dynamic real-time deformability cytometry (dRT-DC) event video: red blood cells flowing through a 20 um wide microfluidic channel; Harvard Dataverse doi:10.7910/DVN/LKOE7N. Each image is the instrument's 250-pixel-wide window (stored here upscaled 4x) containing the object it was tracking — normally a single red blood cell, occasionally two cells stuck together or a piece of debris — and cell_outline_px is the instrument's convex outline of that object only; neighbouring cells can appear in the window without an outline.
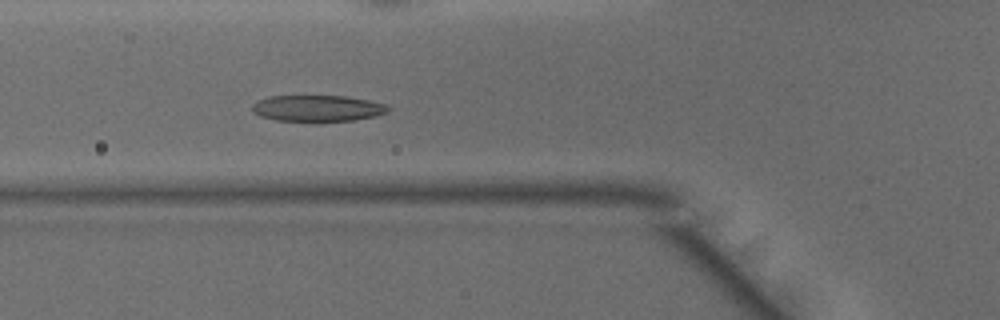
{"species": "common noctule bat (a hibernating species)", "species_latin": "Nyctalus noctula", "temperature_condition": "warm", "stored_images_in_passage": 49, "camera_frame_rate_fps": 3000, "um_per_image_px": 0.085, "animal": {"sex": "male", "body_mass_g": 15.6}, "frame": {"image": 1, "passage_image": 18, "time_ms": 5.667, "image_size_px": [1000, 320], "cell_outline_px": [[392, 108], [388, 112], [376, 116], [356, 120], [276, 120], [260, 116], [252, 108], [252, 104], [256, 100], [268, 96], [344, 96], [368, 100], [384, 104]], "centroid_in_image_um": [27.01, 9.19], "position_along_channel_um": 98.8, "area_um2": 20.52}}
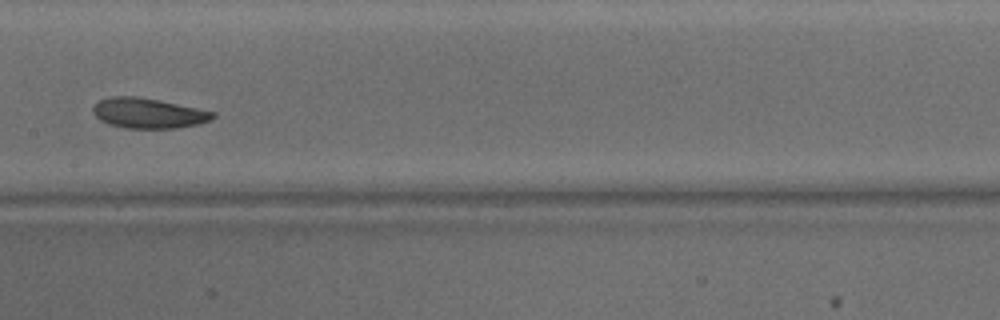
{"frame": {"image": 2, "passage_image": 25, "time_ms": 8.0, "image_size_px": [1000, 320], "cell_outline_px": [[216, 116], [212, 120], [196, 124], [176, 128], [124, 128], [108, 124], [100, 120], [92, 112], [92, 108], [100, 100], [112, 96], [136, 96], [160, 100], [216, 112]], "centroid_in_image_um": [12.61, 9.62], "position_along_channel_um": 194.8, "area_um2": 21.1}}
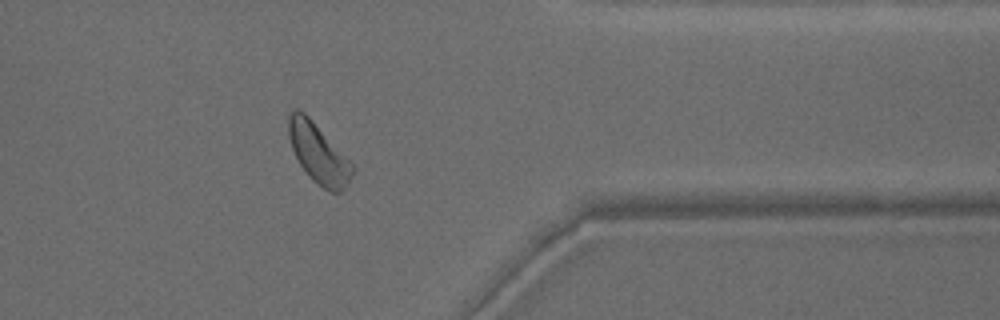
{"frame": {"image": 3, "passage_image": 40, "time_ms": 13.0, "image_size_px": [1000, 320], "cell_outline_px": [[356, 168], [352, 176], [344, 188], [340, 192], [332, 192], [324, 188], [312, 180], [308, 176], [300, 164], [292, 148], [288, 136], [288, 116], [292, 108], [300, 108], [312, 120]], "centroid_in_image_um": [27.04, 13.02], "position_along_channel_um": 384.4, "area_um2": 21.96}, "authors_computed_cell_mechanics": {"area_um2": 22.0218, "velocity_mm_per_s": 4.1069, "shape_relaxation_time_tau1_ms": 2.2297, "shape_relaxation_time_tau2_ms": null, "deformation_change_tau1": 0.1011, "deformation_change_tau2": null}}